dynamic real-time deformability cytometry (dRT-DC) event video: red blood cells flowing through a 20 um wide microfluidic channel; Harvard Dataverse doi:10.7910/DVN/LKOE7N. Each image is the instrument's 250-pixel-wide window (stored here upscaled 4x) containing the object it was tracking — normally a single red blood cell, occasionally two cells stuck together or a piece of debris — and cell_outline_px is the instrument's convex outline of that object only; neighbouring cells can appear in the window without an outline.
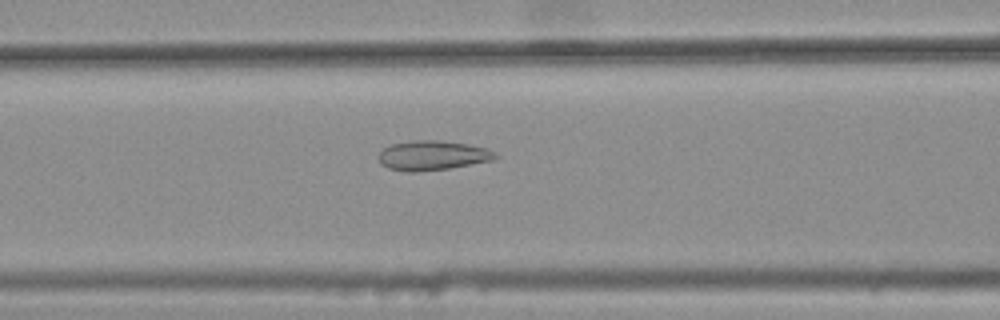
{"species": "common noctule bat (a hibernating species)", "species_latin": "Nyctalus noctula", "temperature_condition": "warm", "stored_images_in_passage": 39, "camera_frame_rate_fps": 3000, "um_per_image_px": 0.085, "animal": {"sex": "female", "body_mass_g": 25.1}, "frame": {"image": 1, "passage_image": 13, "time_ms": 4.0, "image_size_px": [1000, 320], "cell_outline_px": [[500, 156], [492, 160], [448, 168], [412, 172], [408, 172], [388, 168], [380, 164], [376, 156], [384, 148], [392, 144], [412, 140], [440, 140], [468, 144], [488, 148], [496, 152]], "centroid_in_image_um": [36.75, 13.2], "position_along_channel_um": 129.9, "area_um2": 20.23}}
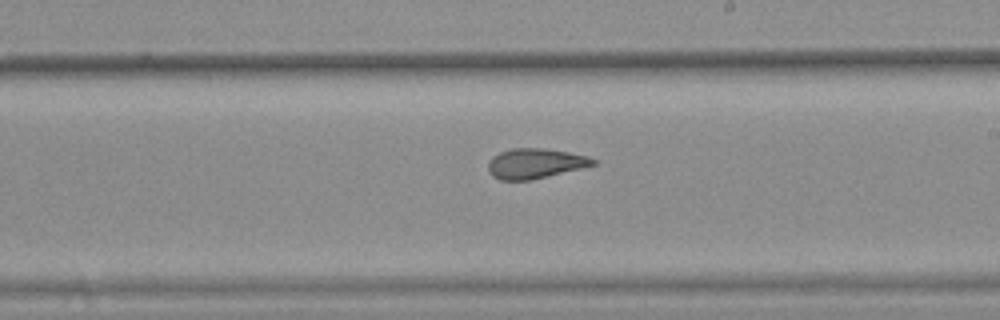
{"frame": {"image": 2, "passage_image": 22, "time_ms": 7.0, "image_size_px": [1000, 320], "cell_outline_px": [[600, 160], [596, 164], [532, 180], [500, 180], [492, 176], [488, 172], [488, 164], [492, 156], [500, 152], [512, 148], [544, 148], [568, 152], [588, 156]], "centroid_in_image_um": [45.49, 13.89], "position_along_channel_um": 243.5, "area_um2": 18.44}}
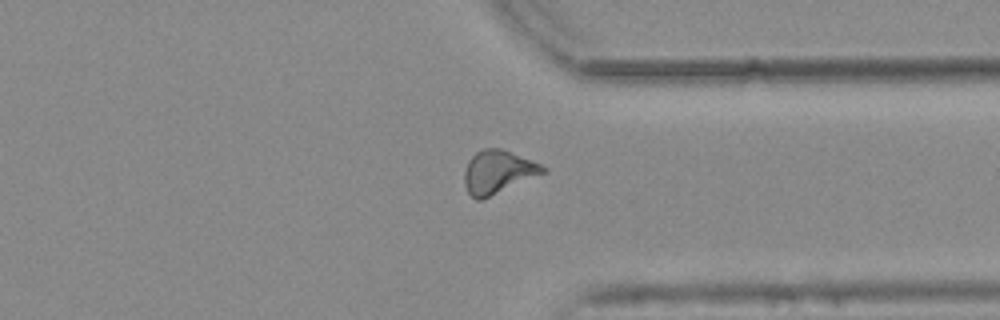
{"frame": {"image": 3, "passage_image": 32, "time_ms": 10.333, "image_size_px": [1000, 320], "cell_outline_px": [[548, 172], [480, 200], [476, 200], [468, 192], [464, 184], [464, 172], [468, 160], [476, 152], [484, 148], [500, 148], [540, 164], [548, 168]], "centroid_in_image_um": [42.33, 14.62], "position_along_channel_um": 369.1, "area_um2": 19.65}, "authors_computed_cell_mechanics": {"area_um2": 18.8428, "velocity_mm_per_s": 3.8034, "shape_relaxation_time_tau1_ms": null, "shape_relaxation_time_tau2_ms": 1.6498, "deformation_change_tau1": null, "deformation_change_tau2": 0.0907}}